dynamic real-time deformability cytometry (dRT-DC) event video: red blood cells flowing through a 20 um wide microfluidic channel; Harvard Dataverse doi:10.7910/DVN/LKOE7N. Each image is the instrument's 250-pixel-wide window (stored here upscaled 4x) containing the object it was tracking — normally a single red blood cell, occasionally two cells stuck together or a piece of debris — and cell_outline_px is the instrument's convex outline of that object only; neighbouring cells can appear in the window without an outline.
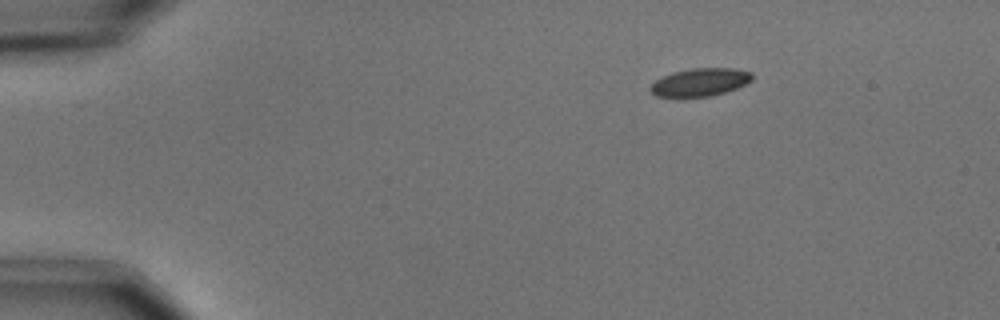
{"species": "common noctule bat (a hibernating species)", "species_latin": "Nyctalus noctula", "temperature_condition": "cold", "stored_images_in_passage": 2, "camera_frame_rate_fps": 3000, "um_per_image_px": 0.085, "animal": {"sex": "male", "body_mass_g": 15.6}, "frame": {"image": 1, "passage_image": 2, "time_ms": 1.333, "image_size_px": [1000, 320], "cell_outline_px": [[752, 80], [736, 88], [724, 92], [708, 96], [656, 96], [648, 88], [656, 80], [672, 72], [692, 68], [732, 68], [752, 72]], "centroid_in_image_um": [59.51, 6.97], "position_along_channel_um": 25.5, "area_um2": 16.24}}